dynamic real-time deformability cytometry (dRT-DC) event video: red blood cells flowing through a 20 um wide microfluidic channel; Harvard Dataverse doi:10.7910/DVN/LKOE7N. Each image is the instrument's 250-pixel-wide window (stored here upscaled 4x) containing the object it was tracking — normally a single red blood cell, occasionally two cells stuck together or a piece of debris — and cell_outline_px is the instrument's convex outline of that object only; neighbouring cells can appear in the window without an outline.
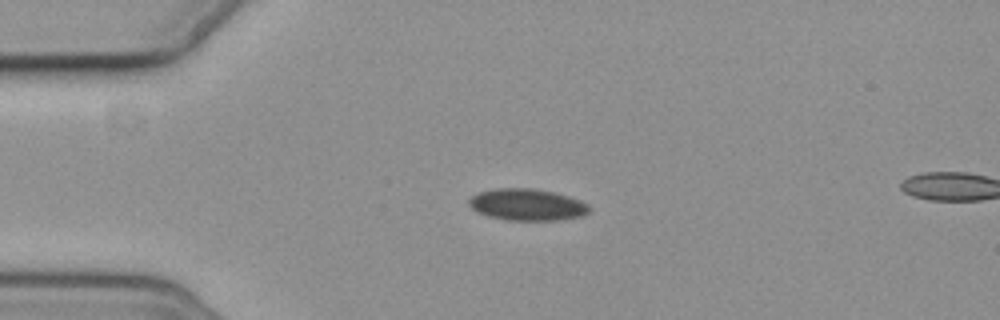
{"species": "common noctule bat (a hibernating species)", "species_latin": "Nyctalus noctula", "temperature_condition": "cold", "stored_images_in_passage": 4, "segment_of_instrument_passage": [1, 2], "camera_frame_rate_fps": 3000, "um_per_image_px": 0.085, "animal": {"sex": "female", "body_mass_g": 19.3, "forearm_length_mm": 54.1}, "frame": {"image": 1, "passage_image": 2, "time_ms": 2.0, "image_size_px": [1000, 320], "cell_outline_px": [[592, 208], [584, 216], [560, 220], [504, 220], [488, 216], [476, 212], [468, 204], [468, 200], [472, 196], [480, 192], [496, 188], [532, 188], [552, 192], [568, 196], [580, 200], [588, 204]], "centroid_in_image_um": [44.82, 17.41], "position_along_channel_um": 40.2, "area_um2": 22.37}}